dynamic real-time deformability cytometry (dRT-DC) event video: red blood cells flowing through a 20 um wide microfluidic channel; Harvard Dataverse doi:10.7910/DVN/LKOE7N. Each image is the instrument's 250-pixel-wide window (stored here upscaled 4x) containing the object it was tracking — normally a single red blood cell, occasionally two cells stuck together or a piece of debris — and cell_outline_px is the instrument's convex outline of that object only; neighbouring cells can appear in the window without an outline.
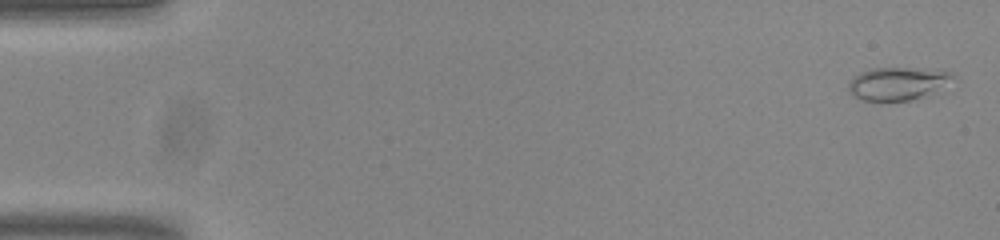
{"species": "common noctule bat (a hibernating species)", "species_latin": "Nyctalus noctula", "temperature_condition": "room temperature", "stored_images_in_passage": 54, "camera_frame_rate_fps": 3000, "um_per_image_px": 0.085, "animal": {"sex": "male", "body_mass_g": 20.0, "forearm_length_mm": 53.3}, "frame": {"image": 1, "passage_image": 2, "time_ms": 0.333, "image_size_px": [1000, 240], "cell_outline_px": [[960, 80], [940, 92], [912, 100], [880, 104], [864, 100], [848, 92], [848, 84], [852, 76], [860, 72], [872, 68], [924, 68], [952, 72]], "centroid_in_image_um": [76.43, 7.14], "position_along_channel_um": 8.6, "area_um2": 21.56}}
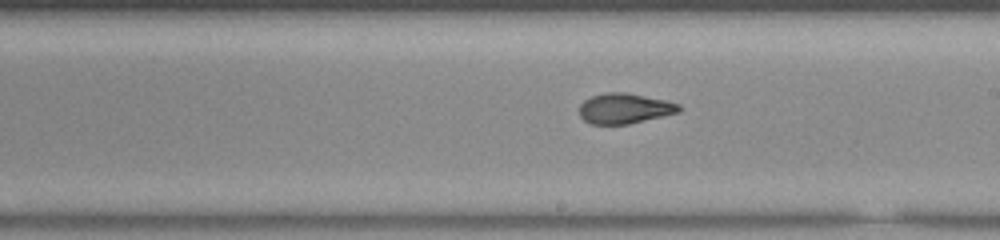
{"frame": {"image": 2, "passage_image": 31, "time_ms": 10.0, "image_size_px": [1000, 240], "cell_outline_px": [[684, 108], [680, 112], [628, 124], [592, 124], [584, 120], [580, 116], [580, 104], [584, 100], [592, 96], [608, 92], [628, 92], [668, 100], [680, 104]], "centroid_in_image_um": [53.14, 9.2], "position_along_channel_um": 235.9, "area_um2": 17.8}}
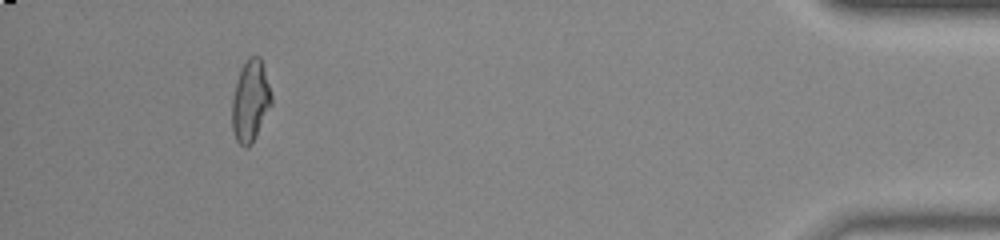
{"frame": {"image": 3, "passage_image": 50, "time_ms": 16.333, "image_size_px": [1000, 240], "cell_outline_px": [[272, 104], [252, 144], [248, 148], [244, 148], [236, 140], [232, 128], [232, 100], [236, 80], [240, 68], [248, 56], [260, 56], [264, 68], [272, 96]], "centroid_in_image_um": [21.28, 8.58], "position_along_channel_um": 413.9, "area_um2": 18.9}, "authors_computed_cell_mechanics": {"area_um2": 18.1492, "velocity_mm_per_s": 3.8344, "shape_relaxation_time_tau1_ms": null, "shape_relaxation_time_tau2_ms": 1.0926, "deformation_change_tau1": null, "deformation_change_tau2": 0.0666}}